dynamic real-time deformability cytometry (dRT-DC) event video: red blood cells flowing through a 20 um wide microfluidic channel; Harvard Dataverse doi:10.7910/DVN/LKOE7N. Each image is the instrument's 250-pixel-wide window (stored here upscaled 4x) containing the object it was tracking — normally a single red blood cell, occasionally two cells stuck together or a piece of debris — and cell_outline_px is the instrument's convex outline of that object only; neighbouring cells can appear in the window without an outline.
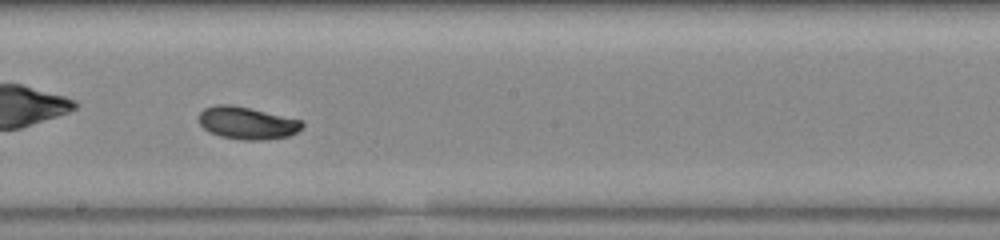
{"species": "common noctule bat (a hibernating species)", "species_latin": "Nyctalus noctula", "temperature_condition": "warm", "stored_images_in_passage": 56, "camera_frame_rate_fps": 3000, "um_per_image_px": 0.085, "animal": {"sex": "female", "body_mass_g": 23.0, "forearm_length_mm": 53.4}, "frame": {"image": 1, "passage_image": 32, "time_ms": 10.333, "image_size_px": [1000, 240], "cell_outline_px": [[304, 124], [296, 132], [288, 136], [264, 140], [244, 140], [220, 136], [208, 132], [200, 124], [200, 112], [204, 108], [216, 104], [232, 104], [300, 120]], "centroid_in_image_um": [20.96, 10.45], "position_along_channel_um": 227.2, "area_um2": 19.31}}
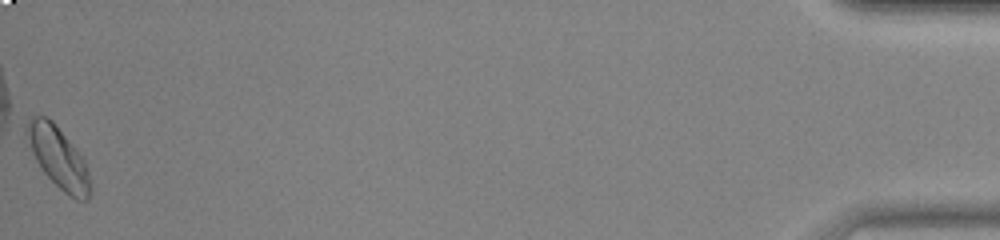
{"frame": {"image": 2, "passage_image": 56, "time_ms": 18.333, "image_size_px": [1000, 240], "cell_outline_px": [[92, 192], [88, 200], [76, 200], [68, 196], [44, 172], [36, 160], [32, 152], [24, 132], [24, 128], [28, 120], [36, 116], [44, 116], [52, 120], [84, 160], [88, 172], [92, 188]], "centroid_in_image_um": [4.96, 13.41], "position_along_channel_um": 430.2, "area_um2": 22.37}}